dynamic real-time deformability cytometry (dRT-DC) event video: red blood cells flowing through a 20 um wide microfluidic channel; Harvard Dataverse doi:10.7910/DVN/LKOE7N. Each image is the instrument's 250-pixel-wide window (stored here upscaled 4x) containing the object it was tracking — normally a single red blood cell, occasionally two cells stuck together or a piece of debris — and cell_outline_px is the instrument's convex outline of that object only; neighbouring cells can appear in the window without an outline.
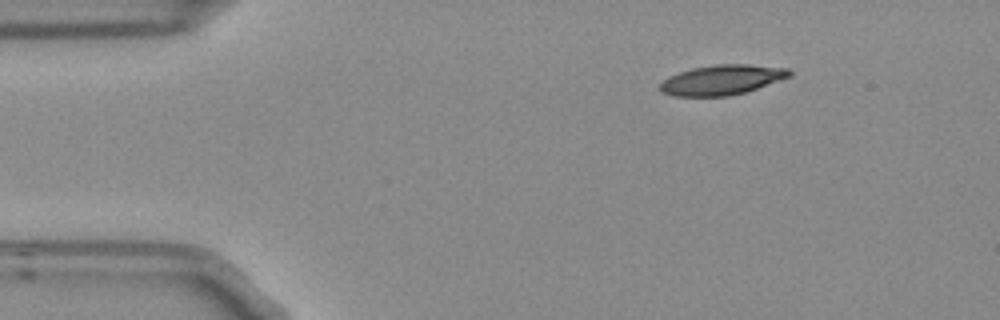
{"species": "Egyptian fruit bat (a non-hibernating species)", "species_latin": "Rousettus aegyptiacus", "temperature_condition": "room temperature", "stored_images_in_passage": 5, "camera_frame_rate_fps": 3000, "um_per_image_px": 0.085, "frame": {"image": 1, "passage_image": 5, "time_ms": 1.333, "image_size_px": [1000, 320], "cell_outline_px": [[792, 76], [744, 92], [728, 96], [672, 96], [660, 92], [660, 84], [668, 76], [692, 68], [716, 64], [748, 64], [788, 68], [792, 72]], "centroid_in_image_um": [61.35, 6.78], "position_along_channel_um": 23.6, "area_um2": 22.54}}